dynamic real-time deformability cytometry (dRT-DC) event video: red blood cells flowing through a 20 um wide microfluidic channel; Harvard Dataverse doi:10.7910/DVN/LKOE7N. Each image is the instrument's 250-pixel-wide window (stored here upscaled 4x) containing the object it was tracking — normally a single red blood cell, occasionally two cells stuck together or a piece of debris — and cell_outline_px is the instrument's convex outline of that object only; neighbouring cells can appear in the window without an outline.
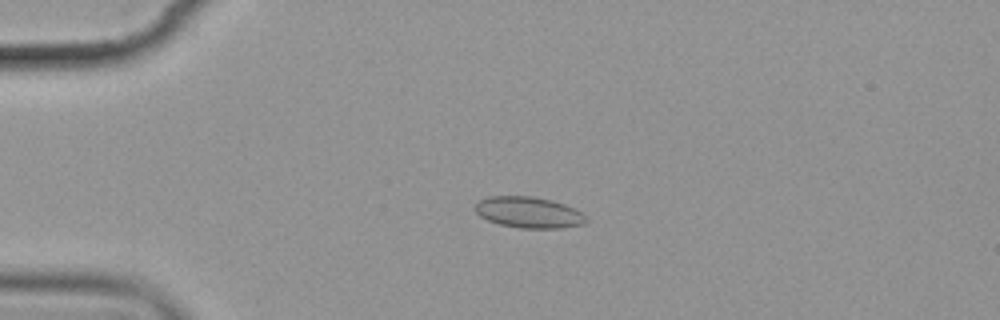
{"species": "common noctule bat (a hibernating species)", "species_latin": "Nyctalus noctula", "temperature_condition": "cold", "stored_images_in_passage": 4, "camera_frame_rate_fps": 3000, "um_per_image_px": 0.085, "animal": {"sex": "female", "body_mass_g": 19.9}, "frame": {"image": 1, "passage_image": 3, "time_ms": 2.667, "image_size_px": [1000, 320], "cell_outline_px": [[588, 220], [584, 224], [560, 228], [520, 228], [500, 224], [488, 220], [480, 216], [476, 212], [476, 204], [480, 200], [488, 196], [532, 196], [552, 200], [564, 204], [588, 216]], "centroid_in_image_um": [44.96, 18.05], "position_along_channel_um": 40.0, "area_um2": 20.06}}